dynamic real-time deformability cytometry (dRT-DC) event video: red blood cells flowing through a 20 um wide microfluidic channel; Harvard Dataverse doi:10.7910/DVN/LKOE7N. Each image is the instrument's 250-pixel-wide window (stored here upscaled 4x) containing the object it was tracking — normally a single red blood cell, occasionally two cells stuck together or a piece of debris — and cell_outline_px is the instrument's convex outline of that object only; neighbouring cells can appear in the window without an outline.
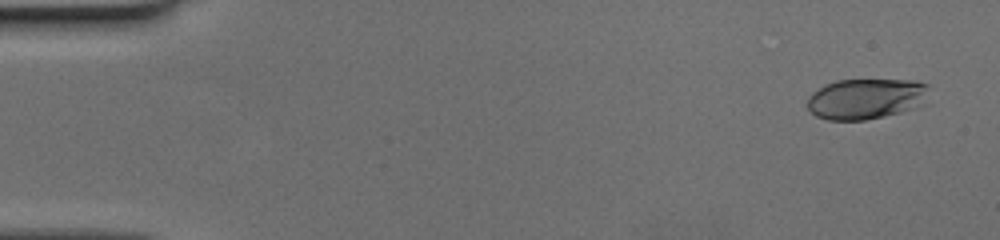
{"species": "human", "species_latin": "Homo sapiens", "temperature_condition": "cold", "stored_images_in_passage": 51, "camera_frame_rate_fps": 3000, "um_per_image_px": 0.085, "donor": {"sex": "female"}, "frame": {"image": 1, "passage_image": 3, "time_ms": 0.667, "image_size_px": [1000, 240], "cell_outline_px": [[928, 88], [924, 104], [900, 112], [864, 120], [828, 120], [816, 116], [808, 108], [808, 96], [812, 92], [824, 84], [836, 80], [916, 80], [928, 84]], "centroid_in_image_um": [73.59, 8.38], "position_along_channel_um": 11.4, "area_um2": 28.78}}
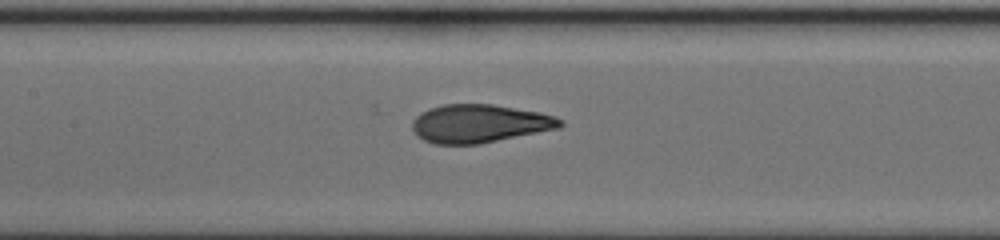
{"frame": {"image": 2, "passage_image": 25, "time_ms": 8.0, "image_size_px": [1000, 240], "cell_outline_px": [[564, 124], [560, 128], [480, 144], [436, 144], [424, 140], [416, 136], [412, 128], [412, 120], [416, 116], [432, 108], [444, 104], [492, 104], [540, 112], [556, 116], [564, 120]], "centroid_in_image_um": [40.79, 10.51], "position_along_channel_um": 166.6, "area_um2": 33.06}}
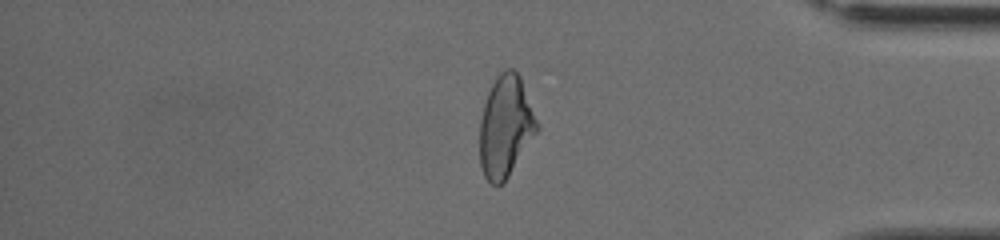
{"frame": {"image": 3, "passage_image": 43, "time_ms": 14.0, "image_size_px": [1000, 240], "cell_outline_px": [[540, 128], [504, 184], [496, 188], [484, 176], [480, 164], [480, 120], [484, 104], [488, 92], [496, 76], [504, 68], [512, 68], [520, 76], [540, 124]], "centroid_in_image_um": [42.99, 10.77], "position_along_channel_um": 392.2, "area_um2": 34.39}}